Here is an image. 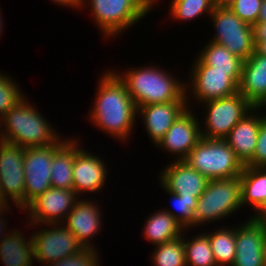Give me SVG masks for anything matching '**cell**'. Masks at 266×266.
I'll use <instances>...</instances> for the list:
<instances>
[{
	"mask_svg": "<svg viewBox=\"0 0 266 266\" xmlns=\"http://www.w3.org/2000/svg\"><path fill=\"white\" fill-rule=\"evenodd\" d=\"M264 260H265V266H266V239L264 242Z\"/></svg>",
	"mask_w": 266,
	"mask_h": 266,
	"instance_id": "obj_47",
	"label": "cell"
},
{
	"mask_svg": "<svg viewBox=\"0 0 266 266\" xmlns=\"http://www.w3.org/2000/svg\"><path fill=\"white\" fill-rule=\"evenodd\" d=\"M2 205H13V204H9L3 197L1 190H0V206Z\"/></svg>",
	"mask_w": 266,
	"mask_h": 266,
	"instance_id": "obj_45",
	"label": "cell"
},
{
	"mask_svg": "<svg viewBox=\"0 0 266 266\" xmlns=\"http://www.w3.org/2000/svg\"><path fill=\"white\" fill-rule=\"evenodd\" d=\"M254 108L260 112L266 109V93L263 95V97L254 105ZM262 110V111H261ZM263 116L266 118V113Z\"/></svg>",
	"mask_w": 266,
	"mask_h": 266,
	"instance_id": "obj_41",
	"label": "cell"
},
{
	"mask_svg": "<svg viewBox=\"0 0 266 266\" xmlns=\"http://www.w3.org/2000/svg\"><path fill=\"white\" fill-rule=\"evenodd\" d=\"M10 208H11L10 205H2V206H0V240L4 236H6L8 233H11L14 230V229H9L11 231H8V229H6V227L7 228H9V227L6 224V222L8 223L7 218L5 219L4 217L6 216V214H7L6 212H8L10 210Z\"/></svg>",
	"mask_w": 266,
	"mask_h": 266,
	"instance_id": "obj_38",
	"label": "cell"
},
{
	"mask_svg": "<svg viewBox=\"0 0 266 266\" xmlns=\"http://www.w3.org/2000/svg\"><path fill=\"white\" fill-rule=\"evenodd\" d=\"M203 104V105H202ZM204 109V126H200L201 137L224 139L231 129L241 121L254 106L239 92L232 96L201 103ZM205 127V128H203ZM203 128V129H202Z\"/></svg>",
	"mask_w": 266,
	"mask_h": 266,
	"instance_id": "obj_7",
	"label": "cell"
},
{
	"mask_svg": "<svg viewBox=\"0 0 266 266\" xmlns=\"http://www.w3.org/2000/svg\"><path fill=\"white\" fill-rule=\"evenodd\" d=\"M184 161L208 180L240 176L244 169L224 139L201 137Z\"/></svg>",
	"mask_w": 266,
	"mask_h": 266,
	"instance_id": "obj_5",
	"label": "cell"
},
{
	"mask_svg": "<svg viewBox=\"0 0 266 266\" xmlns=\"http://www.w3.org/2000/svg\"><path fill=\"white\" fill-rule=\"evenodd\" d=\"M97 201L81 198L78 200L70 213L65 218L63 224L76 236L77 240L84 248L96 250V246L91 242L95 235L101 230L103 224L101 206ZM91 241V242H90ZM95 247V248H94Z\"/></svg>",
	"mask_w": 266,
	"mask_h": 266,
	"instance_id": "obj_16",
	"label": "cell"
},
{
	"mask_svg": "<svg viewBox=\"0 0 266 266\" xmlns=\"http://www.w3.org/2000/svg\"><path fill=\"white\" fill-rule=\"evenodd\" d=\"M3 17H2V13H1V8H0V36L2 35V30L4 29L3 28Z\"/></svg>",
	"mask_w": 266,
	"mask_h": 266,
	"instance_id": "obj_46",
	"label": "cell"
},
{
	"mask_svg": "<svg viewBox=\"0 0 266 266\" xmlns=\"http://www.w3.org/2000/svg\"><path fill=\"white\" fill-rule=\"evenodd\" d=\"M266 224L258 217H248L235 227L236 255L231 266H265Z\"/></svg>",
	"mask_w": 266,
	"mask_h": 266,
	"instance_id": "obj_14",
	"label": "cell"
},
{
	"mask_svg": "<svg viewBox=\"0 0 266 266\" xmlns=\"http://www.w3.org/2000/svg\"><path fill=\"white\" fill-rule=\"evenodd\" d=\"M263 118V114L253 108L224 138L244 166L253 159L259 127Z\"/></svg>",
	"mask_w": 266,
	"mask_h": 266,
	"instance_id": "obj_19",
	"label": "cell"
},
{
	"mask_svg": "<svg viewBox=\"0 0 266 266\" xmlns=\"http://www.w3.org/2000/svg\"><path fill=\"white\" fill-rule=\"evenodd\" d=\"M196 115L193 108H187L156 144L157 148L175 155L174 161H184L201 139L200 119Z\"/></svg>",
	"mask_w": 266,
	"mask_h": 266,
	"instance_id": "obj_13",
	"label": "cell"
},
{
	"mask_svg": "<svg viewBox=\"0 0 266 266\" xmlns=\"http://www.w3.org/2000/svg\"><path fill=\"white\" fill-rule=\"evenodd\" d=\"M254 51L266 56V22L253 25Z\"/></svg>",
	"mask_w": 266,
	"mask_h": 266,
	"instance_id": "obj_37",
	"label": "cell"
},
{
	"mask_svg": "<svg viewBox=\"0 0 266 266\" xmlns=\"http://www.w3.org/2000/svg\"><path fill=\"white\" fill-rule=\"evenodd\" d=\"M184 230V247H185V258L187 266H217L211 245L209 242V237L200 231V234L192 236V239H188L185 235Z\"/></svg>",
	"mask_w": 266,
	"mask_h": 266,
	"instance_id": "obj_27",
	"label": "cell"
},
{
	"mask_svg": "<svg viewBox=\"0 0 266 266\" xmlns=\"http://www.w3.org/2000/svg\"><path fill=\"white\" fill-rule=\"evenodd\" d=\"M76 155V139L67 138L55 151L52 159L51 187L73 188V164Z\"/></svg>",
	"mask_w": 266,
	"mask_h": 266,
	"instance_id": "obj_24",
	"label": "cell"
},
{
	"mask_svg": "<svg viewBox=\"0 0 266 266\" xmlns=\"http://www.w3.org/2000/svg\"><path fill=\"white\" fill-rule=\"evenodd\" d=\"M99 249L93 250L85 248L78 254L69 256L58 262L51 263L47 266H100ZM100 263V264H99Z\"/></svg>",
	"mask_w": 266,
	"mask_h": 266,
	"instance_id": "obj_35",
	"label": "cell"
},
{
	"mask_svg": "<svg viewBox=\"0 0 266 266\" xmlns=\"http://www.w3.org/2000/svg\"><path fill=\"white\" fill-rule=\"evenodd\" d=\"M238 92L253 106L266 93V56L255 51L244 60Z\"/></svg>",
	"mask_w": 266,
	"mask_h": 266,
	"instance_id": "obj_20",
	"label": "cell"
},
{
	"mask_svg": "<svg viewBox=\"0 0 266 266\" xmlns=\"http://www.w3.org/2000/svg\"><path fill=\"white\" fill-rule=\"evenodd\" d=\"M192 62L194 65L192 64V69L189 72L191 79L187 80L191 82L190 84L186 83L188 108H192V105L189 104L191 97L199 104L232 96L238 92L239 83L229 74V71L213 70V66L205 65L198 57Z\"/></svg>",
	"mask_w": 266,
	"mask_h": 266,
	"instance_id": "obj_9",
	"label": "cell"
},
{
	"mask_svg": "<svg viewBox=\"0 0 266 266\" xmlns=\"http://www.w3.org/2000/svg\"><path fill=\"white\" fill-rule=\"evenodd\" d=\"M23 233L15 229L0 240V261L3 265L33 266L36 262L32 236L26 237Z\"/></svg>",
	"mask_w": 266,
	"mask_h": 266,
	"instance_id": "obj_22",
	"label": "cell"
},
{
	"mask_svg": "<svg viewBox=\"0 0 266 266\" xmlns=\"http://www.w3.org/2000/svg\"><path fill=\"white\" fill-rule=\"evenodd\" d=\"M66 140L61 138L50 146L30 147L24 153L25 208L51 187L54 151Z\"/></svg>",
	"mask_w": 266,
	"mask_h": 266,
	"instance_id": "obj_12",
	"label": "cell"
},
{
	"mask_svg": "<svg viewBox=\"0 0 266 266\" xmlns=\"http://www.w3.org/2000/svg\"><path fill=\"white\" fill-rule=\"evenodd\" d=\"M241 207L240 176L209 180L197 199L194 228L222 221Z\"/></svg>",
	"mask_w": 266,
	"mask_h": 266,
	"instance_id": "obj_4",
	"label": "cell"
},
{
	"mask_svg": "<svg viewBox=\"0 0 266 266\" xmlns=\"http://www.w3.org/2000/svg\"><path fill=\"white\" fill-rule=\"evenodd\" d=\"M209 19L215 29L210 41L247 60L254 52L253 26L242 21L229 7L215 6Z\"/></svg>",
	"mask_w": 266,
	"mask_h": 266,
	"instance_id": "obj_8",
	"label": "cell"
},
{
	"mask_svg": "<svg viewBox=\"0 0 266 266\" xmlns=\"http://www.w3.org/2000/svg\"><path fill=\"white\" fill-rule=\"evenodd\" d=\"M257 22H266V0H262Z\"/></svg>",
	"mask_w": 266,
	"mask_h": 266,
	"instance_id": "obj_42",
	"label": "cell"
},
{
	"mask_svg": "<svg viewBox=\"0 0 266 266\" xmlns=\"http://www.w3.org/2000/svg\"><path fill=\"white\" fill-rule=\"evenodd\" d=\"M13 79V76L11 78L8 74L0 72V119L25 97L21 87Z\"/></svg>",
	"mask_w": 266,
	"mask_h": 266,
	"instance_id": "obj_32",
	"label": "cell"
},
{
	"mask_svg": "<svg viewBox=\"0 0 266 266\" xmlns=\"http://www.w3.org/2000/svg\"><path fill=\"white\" fill-rule=\"evenodd\" d=\"M214 8V0H172L169 12L176 22L192 21L205 13L209 17Z\"/></svg>",
	"mask_w": 266,
	"mask_h": 266,
	"instance_id": "obj_30",
	"label": "cell"
},
{
	"mask_svg": "<svg viewBox=\"0 0 266 266\" xmlns=\"http://www.w3.org/2000/svg\"><path fill=\"white\" fill-rule=\"evenodd\" d=\"M144 224L143 236L145 240L152 243V245L162 244L181 237L185 230L171 214L163 209L151 213L145 219Z\"/></svg>",
	"mask_w": 266,
	"mask_h": 266,
	"instance_id": "obj_23",
	"label": "cell"
},
{
	"mask_svg": "<svg viewBox=\"0 0 266 266\" xmlns=\"http://www.w3.org/2000/svg\"><path fill=\"white\" fill-rule=\"evenodd\" d=\"M24 173V170L0 172V190L4 199L22 211L25 209Z\"/></svg>",
	"mask_w": 266,
	"mask_h": 266,
	"instance_id": "obj_29",
	"label": "cell"
},
{
	"mask_svg": "<svg viewBox=\"0 0 266 266\" xmlns=\"http://www.w3.org/2000/svg\"><path fill=\"white\" fill-rule=\"evenodd\" d=\"M160 170L159 185L170 192L187 198H199L205 191L208 179L185 161H173Z\"/></svg>",
	"mask_w": 266,
	"mask_h": 266,
	"instance_id": "obj_17",
	"label": "cell"
},
{
	"mask_svg": "<svg viewBox=\"0 0 266 266\" xmlns=\"http://www.w3.org/2000/svg\"><path fill=\"white\" fill-rule=\"evenodd\" d=\"M205 234L209 242L217 266H231L236 255L235 227H220Z\"/></svg>",
	"mask_w": 266,
	"mask_h": 266,
	"instance_id": "obj_26",
	"label": "cell"
},
{
	"mask_svg": "<svg viewBox=\"0 0 266 266\" xmlns=\"http://www.w3.org/2000/svg\"><path fill=\"white\" fill-rule=\"evenodd\" d=\"M39 231L32 232L34 259L47 266L69 256L78 254L85 248L76 236L63 224H42ZM48 229H47V228Z\"/></svg>",
	"mask_w": 266,
	"mask_h": 266,
	"instance_id": "obj_10",
	"label": "cell"
},
{
	"mask_svg": "<svg viewBox=\"0 0 266 266\" xmlns=\"http://www.w3.org/2000/svg\"><path fill=\"white\" fill-rule=\"evenodd\" d=\"M29 102L25 96L0 119V140L24 148L56 144L62 135Z\"/></svg>",
	"mask_w": 266,
	"mask_h": 266,
	"instance_id": "obj_2",
	"label": "cell"
},
{
	"mask_svg": "<svg viewBox=\"0 0 266 266\" xmlns=\"http://www.w3.org/2000/svg\"><path fill=\"white\" fill-rule=\"evenodd\" d=\"M160 186L171 197L172 205L176 211L166 208H163V210L171 214L184 229L192 230L194 228V211L196 208L197 198L182 197L179 194L170 192L162 184Z\"/></svg>",
	"mask_w": 266,
	"mask_h": 266,
	"instance_id": "obj_31",
	"label": "cell"
},
{
	"mask_svg": "<svg viewBox=\"0 0 266 266\" xmlns=\"http://www.w3.org/2000/svg\"><path fill=\"white\" fill-rule=\"evenodd\" d=\"M100 77L89 120L114 139L129 140L137 121V106L113 69Z\"/></svg>",
	"mask_w": 266,
	"mask_h": 266,
	"instance_id": "obj_1",
	"label": "cell"
},
{
	"mask_svg": "<svg viewBox=\"0 0 266 266\" xmlns=\"http://www.w3.org/2000/svg\"><path fill=\"white\" fill-rule=\"evenodd\" d=\"M236 0H214L215 6L229 7Z\"/></svg>",
	"mask_w": 266,
	"mask_h": 266,
	"instance_id": "obj_43",
	"label": "cell"
},
{
	"mask_svg": "<svg viewBox=\"0 0 266 266\" xmlns=\"http://www.w3.org/2000/svg\"><path fill=\"white\" fill-rule=\"evenodd\" d=\"M25 149L0 140V172L24 170Z\"/></svg>",
	"mask_w": 266,
	"mask_h": 266,
	"instance_id": "obj_33",
	"label": "cell"
},
{
	"mask_svg": "<svg viewBox=\"0 0 266 266\" xmlns=\"http://www.w3.org/2000/svg\"><path fill=\"white\" fill-rule=\"evenodd\" d=\"M76 138V155L73 164V190L82 198V195L100 192L107 181L109 175L108 166L104 159L82 149V145ZM80 146V147H79ZM89 192V193H88Z\"/></svg>",
	"mask_w": 266,
	"mask_h": 266,
	"instance_id": "obj_15",
	"label": "cell"
},
{
	"mask_svg": "<svg viewBox=\"0 0 266 266\" xmlns=\"http://www.w3.org/2000/svg\"><path fill=\"white\" fill-rule=\"evenodd\" d=\"M252 167H266V118L261 120L253 159L246 165Z\"/></svg>",
	"mask_w": 266,
	"mask_h": 266,
	"instance_id": "obj_36",
	"label": "cell"
},
{
	"mask_svg": "<svg viewBox=\"0 0 266 266\" xmlns=\"http://www.w3.org/2000/svg\"><path fill=\"white\" fill-rule=\"evenodd\" d=\"M197 57L213 70L229 71V74L239 83L244 60L232 54L226 47L208 41Z\"/></svg>",
	"mask_w": 266,
	"mask_h": 266,
	"instance_id": "obj_25",
	"label": "cell"
},
{
	"mask_svg": "<svg viewBox=\"0 0 266 266\" xmlns=\"http://www.w3.org/2000/svg\"><path fill=\"white\" fill-rule=\"evenodd\" d=\"M124 82L137 107L171 101H186V82L154 66L134 67L124 72L113 70Z\"/></svg>",
	"mask_w": 266,
	"mask_h": 266,
	"instance_id": "obj_3",
	"label": "cell"
},
{
	"mask_svg": "<svg viewBox=\"0 0 266 266\" xmlns=\"http://www.w3.org/2000/svg\"><path fill=\"white\" fill-rule=\"evenodd\" d=\"M147 13L155 6L156 2L160 0H135Z\"/></svg>",
	"mask_w": 266,
	"mask_h": 266,
	"instance_id": "obj_40",
	"label": "cell"
},
{
	"mask_svg": "<svg viewBox=\"0 0 266 266\" xmlns=\"http://www.w3.org/2000/svg\"><path fill=\"white\" fill-rule=\"evenodd\" d=\"M258 218L266 224V208L263 210V212L258 216Z\"/></svg>",
	"mask_w": 266,
	"mask_h": 266,
	"instance_id": "obj_44",
	"label": "cell"
},
{
	"mask_svg": "<svg viewBox=\"0 0 266 266\" xmlns=\"http://www.w3.org/2000/svg\"><path fill=\"white\" fill-rule=\"evenodd\" d=\"M155 246H157L155 248ZM151 266H187L184 247V232L181 237L154 245ZM153 261V262H152Z\"/></svg>",
	"mask_w": 266,
	"mask_h": 266,
	"instance_id": "obj_28",
	"label": "cell"
},
{
	"mask_svg": "<svg viewBox=\"0 0 266 266\" xmlns=\"http://www.w3.org/2000/svg\"><path fill=\"white\" fill-rule=\"evenodd\" d=\"M85 5L91 7L96 27L109 40L134 27L149 14L135 0H82L81 9Z\"/></svg>",
	"mask_w": 266,
	"mask_h": 266,
	"instance_id": "obj_6",
	"label": "cell"
},
{
	"mask_svg": "<svg viewBox=\"0 0 266 266\" xmlns=\"http://www.w3.org/2000/svg\"><path fill=\"white\" fill-rule=\"evenodd\" d=\"M241 206L255 210L251 217H258L266 208V167L244 166L240 174Z\"/></svg>",
	"mask_w": 266,
	"mask_h": 266,
	"instance_id": "obj_21",
	"label": "cell"
},
{
	"mask_svg": "<svg viewBox=\"0 0 266 266\" xmlns=\"http://www.w3.org/2000/svg\"><path fill=\"white\" fill-rule=\"evenodd\" d=\"M261 5L262 0H236L229 8L242 21L253 26L258 20Z\"/></svg>",
	"mask_w": 266,
	"mask_h": 266,
	"instance_id": "obj_34",
	"label": "cell"
},
{
	"mask_svg": "<svg viewBox=\"0 0 266 266\" xmlns=\"http://www.w3.org/2000/svg\"><path fill=\"white\" fill-rule=\"evenodd\" d=\"M186 101H171L137 107V118L142 117L149 140L156 144L163 138L177 117L187 109ZM139 116V117H138Z\"/></svg>",
	"mask_w": 266,
	"mask_h": 266,
	"instance_id": "obj_18",
	"label": "cell"
},
{
	"mask_svg": "<svg viewBox=\"0 0 266 266\" xmlns=\"http://www.w3.org/2000/svg\"><path fill=\"white\" fill-rule=\"evenodd\" d=\"M52 1L60 6L68 7V9L70 7L73 9L76 8L75 10L81 9V5H82V0H52Z\"/></svg>",
	"mask_w": 266,
	"mask_h": 266,
	"instance_id": "obj_39",
	"label": "cell"
},
{
	"mask_svg": "<svg viewBox=\"0 0 266 266\" xmlns=\"http://www.w3.org/2000/svg\"><path fill=\"white\" fill-rule=\"evenodd\" d=\"M78 197L73 189L50 187L24 209L23 212H28L27 215H29L26 226L30 225L33 229L41 224L63 223L80 199Z\"/></svg>",
	"mask_w": 266,
	"mask_h": 266,
	"instance_id": "obj_11",
	"label": "cell"
}]
</instances>
